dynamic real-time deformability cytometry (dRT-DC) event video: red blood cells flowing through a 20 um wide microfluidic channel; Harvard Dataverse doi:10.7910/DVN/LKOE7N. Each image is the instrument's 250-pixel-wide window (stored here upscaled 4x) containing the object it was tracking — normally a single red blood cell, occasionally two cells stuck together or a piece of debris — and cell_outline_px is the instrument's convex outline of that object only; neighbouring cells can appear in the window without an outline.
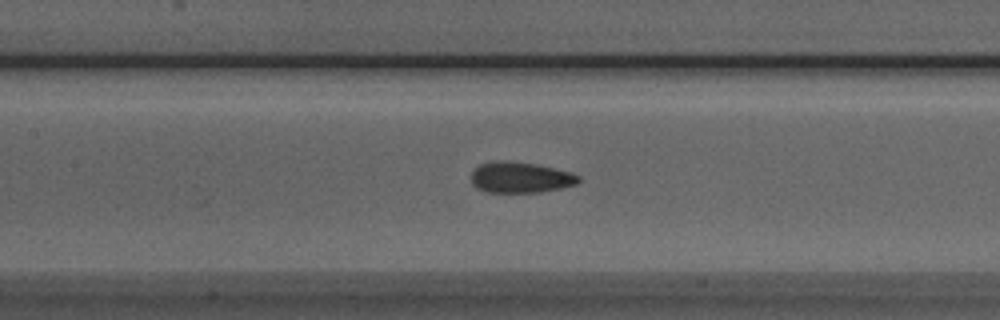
{"species": "Egyptian fruit bat (a non-hibernating species)", "species_latin": "Rousettus aegyptiacus", "temperature_condition": "room temperature", "stored_images_in_passage": 21, "camera_frame_rate_fps": 3000, "um_per_image_px": 0.085, "animal": {"sex": "male"}, "frame": {"image": 1, "passage_image": 9, "time_ms": 2.667, "image_size_px": [1000, 320], "cell_outline_px": [[580, 180], [576, 184], [560, 188], [540, 192], [488, 192], [476, 188], [472, 184], [472, 172], [480, 164], [496, 160], [500, 160], [536, 164], [572, 172], [580, 176]], "centroid_in_image_um": [44.24, 15.08], "position_along_channel_um": 163.2, "area_um2": 19.25}}
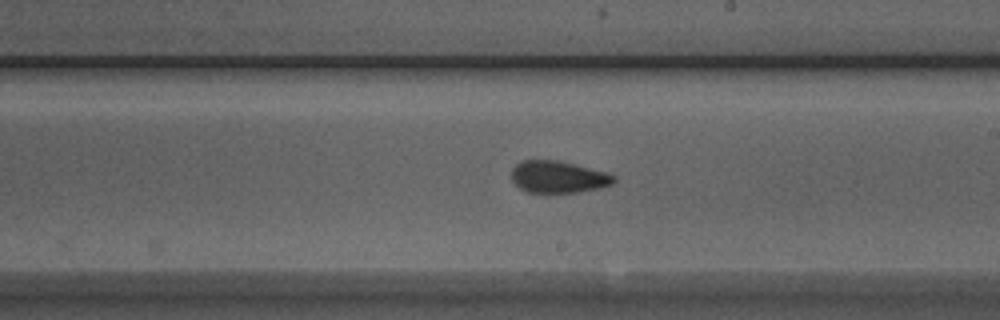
{"frame": {"image": 2, "passage_image": 15, "time_ms": 4.667, "image_size_px": [1000, 320], "cell_outline_px": [[616, 180], [612, 184], [600, 188], [576, 192], [528, 192], [520, 188], [512, 180], [512, 168], [516, 164], [524, 160], [556, 160], [604, 172], [616, 176]], "centroid_in_image_um": [47.43, 15.04], "position_along_channel_um": 241.6, "area_um2": 18.73}}
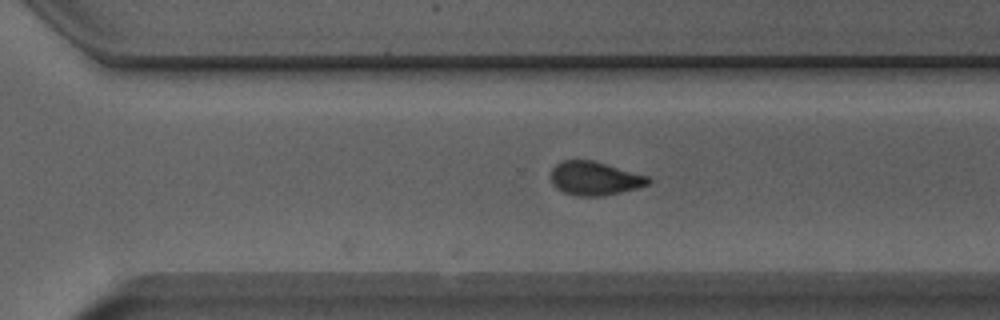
{"frame": {"image": 3, "passage_image": 21, "time_ms": 6.667, "image_size_px": [1000, 320], "cell_outline_px": [[652, 180], [648, 184], [636, 188], [600, 196], [576, 196], [564, 192], [556, 188], [552, 184], [552, 168], [560, 160], [592, 160], [648, 176]], "centroid_in_image_um": [50.52, 15.16], "position_along_channel_um": 320.1, "area_um2": 18.9}}